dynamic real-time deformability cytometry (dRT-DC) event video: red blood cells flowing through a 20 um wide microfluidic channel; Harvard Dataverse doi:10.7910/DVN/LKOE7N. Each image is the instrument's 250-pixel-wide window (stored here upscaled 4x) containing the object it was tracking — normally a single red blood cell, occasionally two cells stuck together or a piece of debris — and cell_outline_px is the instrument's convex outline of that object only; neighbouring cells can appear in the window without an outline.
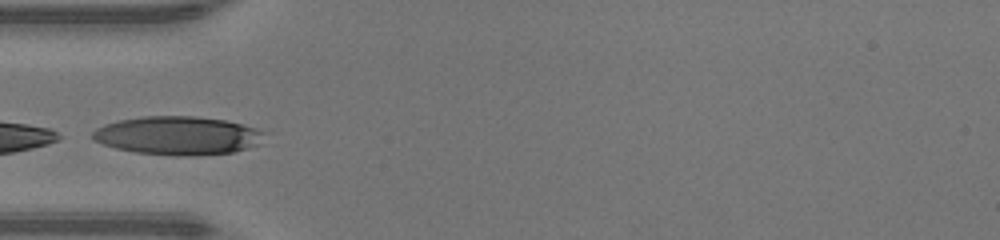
{"species": "human", "species_latin": "Homo sapiens", "temperature_condition": "warm", "stored_images_in_passage": 5, "camera_frame_rate_fps": 3000, "um_per_image_px": 0.085, "donor": {"sex": "male"}, "frame": {"image": 1, "passage_image": 1, "time_ms": 0.0, "image_size_px": [1000, 240], "cell_outline_px": [[268, 132], [260, 144], [248, 148], [232, 152], [196, 156], [172, 156], [136, 152], [116, 148], [92, 140], [92, 132], [96, 128], [104, 124], [120, 120], [144, 116], [196, 116], [224, 120], [256, 128]], "centroid_in_image_um": [15.14, 11.53], "position_along_channel_um": 69.9, "area_um2": 38.78}}